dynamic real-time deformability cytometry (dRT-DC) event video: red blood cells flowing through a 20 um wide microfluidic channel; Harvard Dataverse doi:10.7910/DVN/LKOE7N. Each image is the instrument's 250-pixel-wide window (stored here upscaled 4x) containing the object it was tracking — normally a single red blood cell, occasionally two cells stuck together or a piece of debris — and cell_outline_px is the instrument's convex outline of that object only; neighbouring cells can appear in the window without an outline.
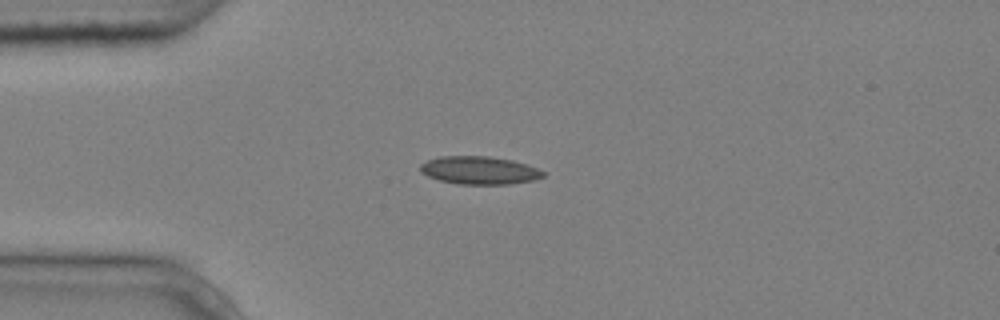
{"species": "common noctule bat (a hibernating species)", "species_latin": "Nyctalus noctula", "temperature_condition": "cold", "stored_images_in_passage": 4, "camera_frame_rate_fps": 3000, "um_per_image_px": 0.085, "animal": {"sex": "male", "body_mass_g": 20.4}, "frame": {"image": 1, "passage_image": 4, "time_ms": 1.0, "image_size_px": [1000, 320], "cell_outline_px": [[544, 176], [536, 180], [508, 184], [460, 184], [440, 180], [428, 176], [420, 172], [420, 164], [428, 160], [440, 156], [488, 156], [512, 160], [536, 168], [544, 172]], "centroid_in_image_um": [40.73, 14.48], "position_along_channel_um": 44.3, "area_um2": 19.88}}